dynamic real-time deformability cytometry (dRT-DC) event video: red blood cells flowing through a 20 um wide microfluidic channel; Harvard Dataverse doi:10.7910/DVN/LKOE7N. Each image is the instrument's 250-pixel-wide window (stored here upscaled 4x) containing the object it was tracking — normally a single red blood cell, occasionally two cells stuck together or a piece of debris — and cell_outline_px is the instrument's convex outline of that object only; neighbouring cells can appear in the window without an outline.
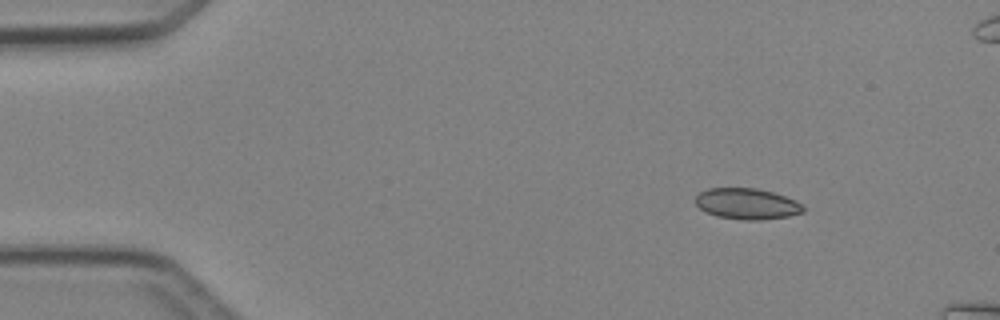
{"species": "Egyptian fruit bat (a non-hibernating species)", "species_latin": "Rousettus aegyptiacus", "temperature_condition": "cold", "stored_images_in_passage": 3, "camera_frame_rate_fps": 3000, "um_per_image_px": 0.085, "animal": {"sex": "female"}, "frame": {"image": 1, "passage_image": 1, "time_ms": 0.0, "image_size_px": [1000, 320], "cell_outline_px": [[804, 212], [788, 216], [760, 220], [744, 220], [716, 216], [704, 212], [692, 200], [700, 192], [708, 188], [756, 188], [772, 192], [796, 200], [804, 208]], "centroid_in_image_um": [63.44, 17.32], "position_along_channel_um": 21.6, "area_um2": 19.54}}